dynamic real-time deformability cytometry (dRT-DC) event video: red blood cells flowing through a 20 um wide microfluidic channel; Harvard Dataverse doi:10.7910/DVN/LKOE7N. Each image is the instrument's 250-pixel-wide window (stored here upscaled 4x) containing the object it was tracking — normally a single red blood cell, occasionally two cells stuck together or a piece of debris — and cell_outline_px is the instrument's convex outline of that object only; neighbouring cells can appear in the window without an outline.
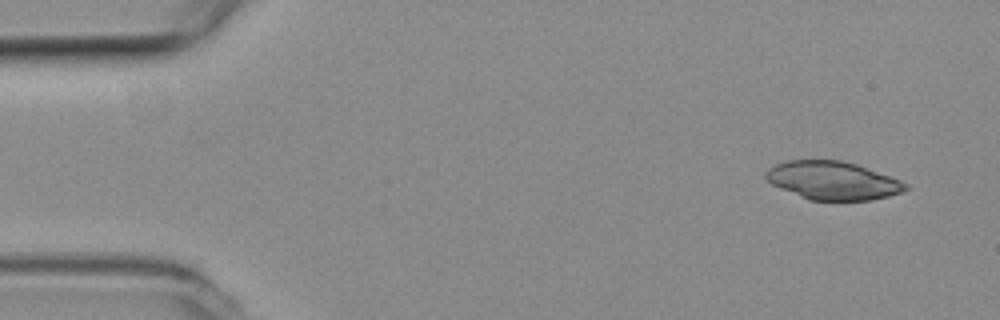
{"species": "common noctule bat (a hibernating species)", "species_latin": "Nyctalus noctula", "temperature_condition": "room temperature", "stored_images_in_passage": 3, "camera_frame_rate_fps": 3000, "um_per_image_px": 0.085, "animal": {"sex": "female", "body_mass_g": 19.3, "forearm_length_mm": 54.1}, "frame": {"image": 1, "passage_image": 1, "time_ms": 0.0, "image_size_px": [1000, 320], "cell_outline_px": [[908, 188], [900, 192], [888, 196], [872, 200], [808, 200], [780, 188], [772, 184], [764, 176], [764, 172], [768, 168], [776, 164], [788, 160], [840, 160], [856, 164], [900, 180], [908, 184]], "centroid_in_image_um": [70.75, 15.34], "position_along_channel_um": 14.3, "area_um2": 30.98}}